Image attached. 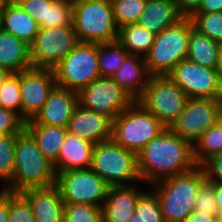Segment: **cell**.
I'll return each instance as SVG.
<instances>
[{
  "mask_svg": "<svg viewBox=\"0 0 222 222\" xmlns=\"http://www.w3.org/2000/svg\"><path fill=\"white\" fill-rule=\"evenodd\" d=\"M193 28L190 18L184 17L155 35L152 47L145 56L147 70L151 76L168 75L187 57L189 37Z\"/></svg>",
  "mask_w": 222,
  "mask_h": 222,
  "instance_id": "obj_5",
  "label": "cell"
},
{
  "mask_svg": "<svg viewBox=\"0 0 222 222\" xmlns=\"http://www.w3.org/2000/svg\"><path fill=\"white\" fill-rule=\"evenodd\" d=\"M166 127L158 118L134 101L112 121V140L138 154Z\"/></svg>",
  "mask_w": 222,
  "mask_h": 222,
  "instance_id": "obj_6",
  "label": "cell"
},
{
  "mask_svg": "<svg viewBox=\"0 0 222 222\" xmlns=\"http://www.w3.org/2000/svg\"><path fill=\"white\" fill-rule=\"evenodd\" d=\"M217 71L219 73L220 79L222 80V42L219 43V55H218Z\"/></svg>",
  "mask_w": 222,
  "mask_h": 222,
  "instance_id": "obj_47",
  "label": "cell"
},
{
  "mask_svg": "<svg viewBox=\"0 0 222 222\" xmlns=\"http://www.w3.org/2000/svg\"><path fill=\"white\" fill-rule=\"evenodd\" d=\"M94 145L67 132L58 160L53 164L55 173L90 168Z\"/></svg>",
  "mask_w": 222,
  "mask_h": 222,
  "instance_id": "obj_21",
  "label": "cell"
},
{
  "mask_svg": "<svg viewBox=\"0 0 222 222\" xmlns=\"http://www.w3.org/2000/svg\"><path fill=\"white\" fill-rule=\"evenodd\" d=\"M78 43L73 25L39 28L29 44V62L35 68L53 69Z\"/></svg>",
  "mask_w": 222,
  "mask_h": 222,
  "instance_id": "obj_10",
  "label": "cell"
},
{
  "mask_svg": "<svg viewBox=\"0 0 222 222\" xmlns=\"http://www.w3.org/2000/svg\"><path fill=\"white\" fill-rule=\"evenodd\" d=\"M139 57L128 55L111 77L134 101L142 96L151 76L147 70L145 57Z\"/></svg>",
  "mask_w": 222,
  "mask_h": 222,
  "instance_id": "obj_20",
  "label": "cell"
},
{
  "mask_svg": "<svg viewBox=\"0 0 222 222\" xmlns=\"http://www.w3.org/2000/svg\"><path fill=\"white\" fill-rule=\"evenodd\" d=\"M73 26L79 42L101 44L118 37L111 0H73Z\"/></svg>",
  "mask_w": 222,
  "mask_h": 222,
  "instance_id": "obj_4",
  "label": "cell"
},
{
  "mask_svg": "<svg viewBox=\"0 0 222 222\" xmlns=\"http://www.w3.org/2000/svg\"><path fill=\"white\" fill-rule=\"evenodd\" d=\"M155 34L134 23L122 26L118 30L117 41L129 55L145 57L154 42Z\"/></svg>",
  "mask_w": 222,
  "mask_h": 222,
  "instance_id": "obj_27",
  "label": "cell"
},
{
  "mask_svg": "<svg viewBox=\"0 0 222 222\" xmlns=\"http://www.w3.org/2000/svg\"><path fill=\"white\" fill-rule=\"evenodd\" d=\"M200 166L207 181L222 183V154L210 156Z\"/></svg>",
  "mask_w": 222,
  "mask_h": 222,
  "instance_id": "obj_41",
  "label": "cell"
},
{
  "mask_svg": "<svg viewBox=\"0 0 222 222\" xmlns=\"http://www.w3.org/2000/svg\"><path fill=\"white\" fill-rule=\"evenodd\" d=\"M141 193L134 185L109 186L102 205L103 222H129Z\"/></svg>",
  "mask_w": 222,
  "mask_h": 222,
  "instance_id": "obj_19",
  "label": "cell"
},
{
  "mask_svg": "<svg viewBox=\"0 0 222 222\" xmlns=\"http://www.w3.org/2000/svg\"><path fill=\"white\" fill-rule=\"evenodd\" d=\"M206 180L201 166L191 171L171 176L155 184L154 191L158 197L165 222H184L194 210L197 193Z\"/></svg>",
  "mask_w": 222,
  "mask_h": 222,
  "instance_id": "obj_3",
  "label": "cell"
},
{
  "mask_svg": "<svg viewBox=\"0 0 222 222\" xmlns=\"http://www.w3.org/2000/svg\"><path fill=\"white\" fill-rule=\"evenodd\" d=\"M77 105L78 94L76 91L55 86L42 109L25 124L68 127Z\"/></svg>",
  "mask_w": 222,
  "mask_h": 222,
  "instance_id": "obj_16",
  "label": "cell"
},
{
  "mask_svg": "<svg viewBox=\"0 0 222 222\" xmlns=\"http://www.w3.org/2000/svg\"><path fill=\"white\" fill-rule=\"evenodd\" d=\"M147 0H111L114 20L118 28L137 23Z\"/></svg>",
  "mask_w": 222,
  "mask_h": 222,
  "instance_id": "obj_31",
  "label": "cell"
},
{
  "mask_svg": "<svg viewBox=\"0 0 222 222\" xmlns=\"http://www.w3.org/2000/svg\"><path fill=\"white\" fill-rule=\"evenodd\" d=\"M7 1L8 0H0V12L3 10V7Z\"/></svg>",
  "mask_w": 222,
  "mask_h": 222,
  "instance_id": "obj_49",
  "label": "cell"
},
{
  "mask_svg": "<svg viewBox=\"0 0 222 222\" xmlns=\"http://www.w3.org/2000/svg\"><path fill=\"white\" fill-rule=\"evenodd\" d=\"M8 222H35L28 199L21 192L8 191Z\"/></svg>",
  "mask_w": 222,
  "mask_h": 222,
  "instance_id": "obj_37",
  "label": "cell"
},
{
  "mask_svg": "<svg viewBox=\"0 0 222 222\" xmlns=\"http://www.w3.org/2000/svg\"><path fill=\"white\" fill-rule=\"evenodd\" d=\"M112 119L77 105L69 120L68 132L92 144L111 140Z\"/></svg>",
  "mask_w": 222,
  "mask_h": 222,
  "instance_id": "obj_17",
  "label": "cell"
},
{
  "mask_svg": "<svg viewBox=\"0 0 222 222\" xmlns=\"http://www.w3.org/2000/svg\"><path fill=\"white\" fill-rule=\"evenodd\" d=\"M15 1L31 18H33L37 22L39 28H46L47 6H49L53 0H15Z\"/></svg>",
  "mask_w": 222,
  "mask_h": 222,
  "instance_id": "obj_39",
  "label": "cell"
},
{
  "mask_svg": "<svg viewBox=\"0 0 222 222\" xmlns=\"http://www.w3.org/2000/svg\"><path fill=\"white\" fill-rule=\"evenodd\" d=\"M2 108L11 110L22 118V101L20 95L19 72L10 73L0 88Z\"/></svg>",
  "mask_w": 222,
  "mask_h": 222,
  "instance_id": "obj_32",
  "label": "cell"
},
{
  "mask_svg": "<svg viewBox=\"0 0 222 222\" xmlns=\"http://www.w3.org/2000/svg\"><path fill=\"white\" fill-rule=\"evenodd\" d=\"M194 210L204 213H210L218 218V206L214 194V182L205 180L197 193V200L194 205Z\"/></svg>",
  "mask_w": 222,
  "mask_h": 222,
  "instance_id": "obj_38",
  "label": "cell"
},
{
  "mask_svg": "<svg viewBox=\"0 0 222 222\" xmlns=\"http://www.w3.org/2000/svg\"><path fill=\"white\" fill-rule=\"evenodd\" d=\"M56 184L53 163L39 150L32 134L24 128L15 141L12 181L4 190L22 192L26 189L50 187Z\"/></svg>",
  "mask_w": 222,
  "mask_h": 222,
  "instance_id": "obj_2",
  "label": "cell"
},
{
  "mask_svg": "<svg viewBox=\"0 0 222 222\" xmlns=\"http://www.w3.org/2000/svg\"><path fill=\"white\" fill-rule=\"evenodd\" d=\"M129 53L116 40L98 44V65L101 77H112Z\"/></svg>",
  "mask_w": 222,
  "mask_h": 222,
  "instance_id": "obj_29",
  "label": "cell"
},
{
  "mask_svg": "<svg viewBox=\"0 0 222 222\" xmlns=\"http://www.w3.org/2000/svg\"><path fill=\"white\" fill-rule=\"evenodd\" d=\"M222 154V123L209 127L193 144V156L201 165L210 156Z\"/></svg>",
  "mask_w": 222,
  "mask_h": 222,
  "instance_id": "obj_28",
  "label": "cell"
},
{
  "mask_svg": "<svg viewBox=\"0 0 222 222\" xmlns=\"http://www.w3.org/2000/svg\"><path fill=\"white\" fill-rule=\"evenodd\" d=\"M32 206L35 222H64V201L56 185L21 192Z\"/></svg>",
  "mask_w": 222,
  "mask_h": 222,
  "instance_id": "obj_18",
  "label": "cell"
},
{
  "mask_svg": "<svg viewBox=\"0 0 222 222\" xmlns=\"http://www.w3.org/2000/svg\"><path fill=\"white\" fill-rule=\"evenodd\" d=\"M73 25V0H53L47 6L46 28Z\"/></svg>",
  "mask_w": 222,
  "mask_h": 222,
  "instance_id": "obj_35",
  "label": "cell"
},
{
  "mask_svg": "<svg viewBox=\"0 0 222 222\" xmlns=\"http://www.w3.org/2000/svg\"><path fill=\"white\" fill-rule=\"evenodd\" d=\"M129 222H165L156 193L142 192Z\"/></svg>",
  "mask_w": 222,
  "mask_h": 222,
  "instance_id": "obj_30",
  "label": "cell"
},
{
  "mask_svg": "<svg viewBox=\"0 0 222 222\" xmlns=\"http://www.w3.org/2000/svg\"><path fill=\"white\" fill-rule=\"evenodd\" d=\"M22 119H33L56 86L53 69L31 67L19 72Z\"/></svg>",
  "mask_w": 222,
  "mask_h": 222,
  "instance_id": "obj_15",
  "label": "cell"
},
{
  "mask_svg": "<svg viewBox=\"0 0 222 222\" xmlns=\"http://www.w3.org/2000/svg\"><path fill=\"white\" fill-rule=\"evenodd\" d=\"M78 105L114 120L134 100L112 78L99 77L78 92Z\"/></svg>",
  "mask_w": 222,
  "mask_h": 222,
  "instance_id": "obj_13",
  "label": "cell"
},
{
  "mask_svg": "<svg viewBox=\"0 0 222 222\" xmlns=\"http://www.w3.org/2000/svg\"><path fill=\"white\" fill-rule=\"evenodd\" d=\"M2 30L30 44L35 40L39 25L15 0H8L1 11Z\"/></svg>",
  "mask_w": 222,
  "mask_h": 222,
  "instance_id": "obj_23",
  "label": "cell"
},
{
  "mask_svg": "<svg viewBox=\"0 0 222 222\" xmlns=\"http://www.w3.org/2000/svg\"><path fill=\"white\" fill-rule=\"evenodd\" d=\"M16 135L0 134V180L8 185L13 178Z\"/></svg>",
  "mask_w": 222,
  "mask_h": 222,
  "instance_id": "obj_36",
  "label": "cell"
},
{
  "mask_svg": "<svg viewBox=\"0 0 222 222\" xmlns=\"http://www.w3.org/2000/svg\"><path fill=\"white\" fill-rule=\"evenodd\" d=\"M25 128V121L15 112L0 109V134L18 135Z\"/></svg>",
  "mask_w": 222,
  "mask_h": 222,
  "instance_id": "obj_40",
  "label": "cell"
},
{
  "mask_svg": "<svg viewBox=\"0 0 222 222\" xmlns=\"http://www.w3.org/2000/svg\"><path fill=\"white\" fill-rule=\"evenodd\" d=\"M189 18L199 33L218 43L222 42V12L191 14Z\"/></svg>",
  "mask_w": 222,
  "mask_h": 222,
  "instance_id": "obj_33",
  "label": "cell"
},
{
  "mask_svg": "<svg viewBox=\"0 0 222 222\" xmlns=\"http://www.w3.org/2000/svg\"><path fill=\"white\" fill-rule=\"evenodd\" d=\"M216 220L217 218L212 216L210 213L193 210L184 222H215Z\"/></svg>",
  "mask_w": 222,
  "mask_h": 222,
  "instance_id": "obj_44",
  "label": "cell"
},
{
  "mask_svg": "<svg viewBox=\"0 0 222 222\" xmlns=\"http://www.w3.org/2000/svg\"><path fill=\"white\" fill-rule=\"evenodd\" d=\"M56 86L78 92L101 77L98 43L79 42L54 68Z\"/></svg>",
  "mask_w": 222,
  "mask_h": 222,
  "instance_id": "obj_8",
  "label": "cell"
},
{
  "mask_svg": "<svg viewBox=\"0 0 222 222\" xmlns=\"http://www.w3.org/2000/svg\"><path fill=\"white\" fill-rule=\"evenodd\" d=\"M90 169L109 186H129V181H141L137 154L112 139L94 145Z\"/></svg>",
  "mask_w": 222,
  "mask_h": 222,
  "instance_id": "obj_7",
  "label": "cell"
},
{
  "mask_svg": "<svg viewBox=\"0 0 222 222\" xmlns=\"http://www.w3.org/2000/svg\"><path fill=\"white\" fill-rule=\"evenodd\" d=\"M1 24H2V21H1V12H0V30L2 29Z\"/></svg>",
  "mask_w": 222,
  "mask_h": 222,
  "instance_id": "obj_50",
  "label": "cell"
},
{
  "mask_svg": "<svg viewBox=\"0 0 222 222\" xmlns=\"http://www.w3.org/2000/svg\"><path fill=\"white\" fill-rule=\"evenodd\" d=\"M64 222H103L102 207L85 203H65Z\"/></svg>",
  "mask_w": 222,
  "mask_h": 222,
  "instance_id": "obj_34",
  "label": "cell"
},
{
  "mask_svg": "<svg viewBox=\"0 0 222 222\" xmlns=\"http://www.w3.org/2000/svg\"><path fill=\"white\" fill-rule=\"evenodd\" d=\"M141 181L156 183L165 178L191 171L198 166L193 144L166 128L137 154Z\"/></svg>",
  "mask_w": 222,
  "mask_h": 222,
  "instance_id": "obj_1",
  "label": "cell"
},
{
  "mask_svg": "<svg viewBox=\"0 0 222 222\" xmlns=\"http://www.w3.org/2000/svg\"><path fill=\"white\" fill-rule=\"evenodd\" d=\"M219 43L194 28L189 37L187 59L201 66L217 69Z\"/></svg>",
  "mask_w": 222,
  "mask_h": 222,
  "instance_id": "obj_26",
  "label": "cell"
},
{
  "mask_svg": "<svg viewBox=\"0 0 222 222\" xmlns=\"http://www.w3.org/2000/svg\"><path fill=\"white\" fill-rule=\"evenodd\" d=\"M25 128L35 138L39 150L54 164L58 160L60 149L68 132L67 127L25 124Z\"/></svg>",
  "mask_w": 222,
  "mask_h": 222,
  "instance_id": "obj_25",
  "label": "cell"
},
{
  "mask_svg": "<svg viewBox=\"0 0 222 222\" xmlns=\"http://www.w3.org/2000/svg\"><path fill=\"white\" fill-rule=\"evenodd\" d=\"M188 98L168 75L150 76L137 102L169 128L183 111Z\"/></svg>",
  "mask_w": 222,
  "mask_h": 222,
  "instance_id": "obj_9",
  "label": "cell"
},
{
  "mask_svg": "<svg viewBox=\"0 0 222 222\" xmlns=\"http://www.w3.org/2000/svg\"><path fill=\"white\" fill-rule=\"evenodd\" d=\"M220 122L222 123V111H221V115H220Z\"/></svg>",
  "mask_w": 222,
  "mask_h": 222,
  "instance_id": "obj_51",
  "label": "cell"
},
{
  "mask_svg": "<svg viewBox=\"0 0 222 222\" xmlns=\"http://www.w3.org/2000/svg\"><path fill=\"white\" fill-rule=\"evenodd\" d=\"M222 98H188L169 129L182 139L194 142L211 126L220 121Z\"/></svg>",
  "mask_w": 222,
  "mask_h": 222,
  "instance_id": "obj_12",
  "label": "cell"
},
{
  "mask_svg": "<svg viewBox=\"0 0 222 222\" xmlns=\"http://www.w3.org/2000/svg\"><path fill=\"white\" fill-rule=\"evenodd\" d=\"M29 44L4 30H0V67L10 73L31 68Z\"/></svg>",
  "mask_w": 222,
  "mask_h": 222,
  "instance_id": "obj_24",
  "label": "cell"
},
{
  "mask_svg": "<svg viewBox=\"0 0 222 222\" xmlns=\"http://www.w3.org/2000/svg\"><path fill=\"white\" fill-rule=\"evenodd\" d=\"M184 17L173 0H147L136 24L156 35Z\"/></svg>",
  "mask_w": 222,
  "mask_h": 222,
  "instance_id": "obj_22",
  "label": "cell"
},
{
  "mask_svg": "<svg viewBox=\"0 0 222 222\" xmlns=\"http://www.w3.org/2000/svg\"><path fill=\"white\" fill-rule=\"evenodd\" d=\"M178 10L185 16L189 17L200 5L202 0H173Z\"/></svg>",
  "mask_w": 222,
  "mask_h": 222,
  "instance_id": "obj_43",
  "label": "cell"
},
{
  "mask_svg": "<svg viewBox=\"0 0 222 222\" xmlns=\"http://www.w3.org/2000/svg\"><path fill=\"white\" fill-rule=\"evenodd\" d=\"M168 76L189 98H222V80L217 69L201 66L185 58Z\"/></svg>",
  "mask_w": 222,
  "mask_h": 222,
  "instance_id": "obj_14",
  "label": "cell"
},
{
  "mask_svg": "<svg viewBox=\"0 0 222 222\" xmlns=\"http://www.w3.org/2000/svg\"><path fill=\"white\" fill-rule=\"evenodd\" d=\"M214 194L218 206V219L222 221V183L214 182Z\"/></svg>",
  "mask_w": 222,
  "mask_h": 222,
  "instance_id": "obj_46",
  "label": "cell"
},
{
  "mask_svg": "<svg viewBox=\"0 0 222 222\" xmlns=\"http://www.w3.org/2000/svg\"><path fill=\"white\" fill-rule=\"evenodd\" d=\"M8 191H0V222H8Z\"/></svg>",
  "mask_w": 222,
  "mask_h": 222,
  "instance_id": "obj_45",
  "label": "cell"
},
{
  "mask_svg": "<svg viewBox=\"0 0 222 222\" xmlns=\"http://www.w3.org/2000/svg\"><path fill=\"white\" fill-rule=\"evenodd\" d=\"M9 74L10 72L8 70L0 67V88Z\"/></svg>",
  "mask_w": 222,
  "mask_h": 222,
  "instance_id": "obj_48",
  "label": "cell"
},
{
  "mask_svg": "<svg viewBox=\"0 0 222 222\" xmlns=\"http://www.w3.org/2000/svg\"><path fill=\"white\" fill-rule=\"evenodd\" d=\"M55 185L64 203H85L98 207H102L109 189V185L90 168L56 173Z\"/></svg>",
  "mask_w": 222,
  "mask_h": 222,
  "instance_id": "obj_11",
  "label": "cell"
},
{
  "mask_svg": "<svg viewBox=\"0 0 222 222\" xmlns=\"http://www.w3.org/2000/svg\"><path fill=\"white\" fill-rule=\"evenodd\" d=\"M222 12V0H202L192 14H208Z\"/></svg>",
  "mask_w": 222,
  "mask_h": 222,
  "instance_id": "obj_42",
  "label": "cell"
}]
</instances>
